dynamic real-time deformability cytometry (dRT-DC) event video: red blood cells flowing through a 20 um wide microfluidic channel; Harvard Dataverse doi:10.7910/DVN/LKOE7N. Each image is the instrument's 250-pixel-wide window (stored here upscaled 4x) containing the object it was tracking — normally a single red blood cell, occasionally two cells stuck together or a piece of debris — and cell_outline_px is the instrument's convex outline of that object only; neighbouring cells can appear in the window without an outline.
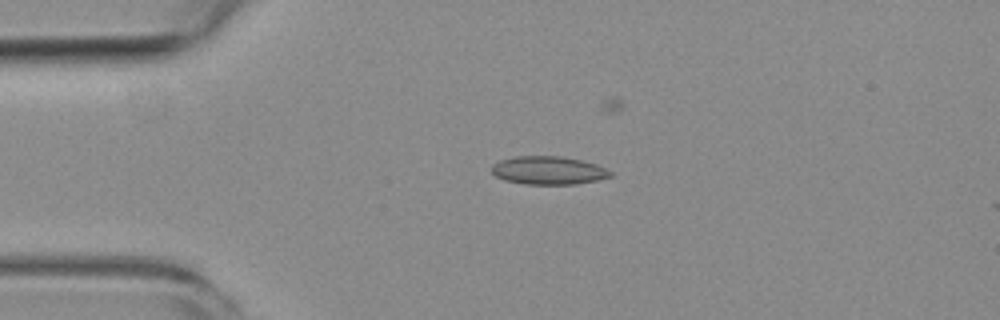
{"species": "common noctule bat (a hibernating species)", "species_latin": "Nyctalus noctula", "temperature_condition": "room temperature", "stored_images_in_passage": 5, "camera_frame_rate_fps": 3000, "um_per_image_px": 0.085, "animal": {"sex": "female", "body_mass_g": 19.3, "forearm_length_mm": 54.1}, "frame": {"image": 1, "passage_image": 4, "time_ms": 4.333, "image_size_px": [1000, 320], "cell_outline_px": [[612, 176], [596, 180], [576, 184], [524, 184], [504, 180], [496, 176], [492, 172], [492, 164], [500, 160], [516, 156], [560, 156], [580, 160], [596, 164], [612, 172]], "centroid_in_image_um": [46.59, 14.48], "position_along_channel_um": 38.4, "area_um2": 19.42}}